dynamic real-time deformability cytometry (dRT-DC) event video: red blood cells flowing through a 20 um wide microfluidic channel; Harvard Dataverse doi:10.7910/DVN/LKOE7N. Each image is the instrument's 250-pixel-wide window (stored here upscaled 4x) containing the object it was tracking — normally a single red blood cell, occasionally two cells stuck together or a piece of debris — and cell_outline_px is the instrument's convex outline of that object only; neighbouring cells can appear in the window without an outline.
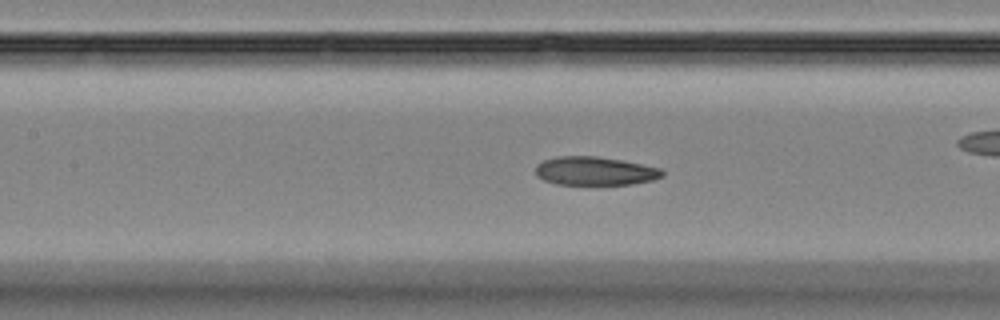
{"species": "Egyptian fruit bat (a non-hibernating species)", "species_latin": "Rousettus aegyptiacus", "temperature_condition": "room temperature", "stored_images_in_passage": 53, "camera_frame_rate_fps": 3000, "um_per_image_px": 0.085, "animal": {"sex": "female"}, "frame": {"image": 1, "passage_image": 23, "time_ms": 7.333, "image_size_px": [1000, 320], "cell_outline_px": [[664, 176], [652, 180], [632, 184], [556, 184], [544, 180], [536, 176], [536, 164], [544, 160], [556, 156], [596, 156], [624, 160], [660, 168], [664, 172]], "centroid_in_image_um": [50.56, 14.53], "position_along_channel_um": 156.8, "area_um2": 21.15}, "authors_computed_cell_mechanics": {"area_um2": 22.1374, "velocity_mm_per_s": 3.6994, "shape_relaxation_time_tau1_ms": 7.3238, "shape_relaxation_time_tau2_ms": 2.4532, "deformation_change_tau1": 0.1562, "deformation_change_tau2": 0.0866}}